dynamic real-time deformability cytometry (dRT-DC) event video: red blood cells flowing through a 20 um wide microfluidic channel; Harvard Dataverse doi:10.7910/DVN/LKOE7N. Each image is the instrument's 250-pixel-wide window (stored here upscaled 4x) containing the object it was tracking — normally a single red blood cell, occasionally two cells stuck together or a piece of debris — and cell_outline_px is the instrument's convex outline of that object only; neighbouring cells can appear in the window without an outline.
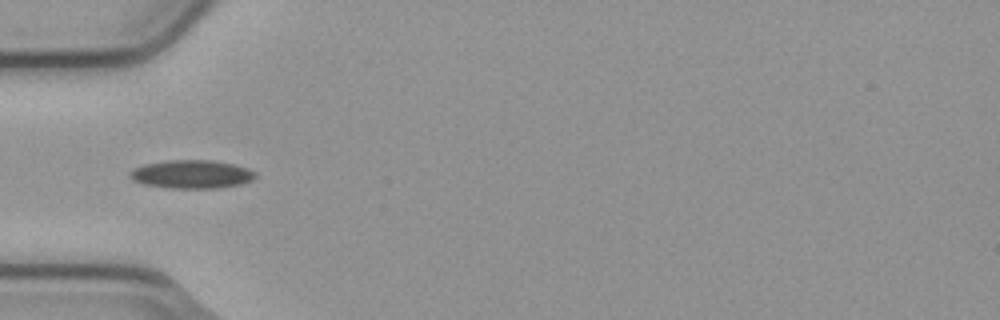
{"species": "common noctule bat (a hibernating species)", "species_latin": "Nyctalus noctula", "temperature_condition": "cold", "stored_images_in_passage": 7, "camera_frame_rate_fps": 3000, "um_per_image_px": 0.085, "animal": {"sex": "male", "body_mass_g": 23.1, "forearm_length_mm": 52.7}, "frame": {"image": 1, "passage_image": 5, "time_ms": 1.333, "image_size_px": [1000, 320], "cell_outline_px": [[256, 176], [252, 180], [240, 184], [220, 188], [168, 188], [144, 184], [132, 180], [132, 172], [136, 168], [144, 164], [168, 160], [212, 160], [232, 164], [248, 168], [256, 172]], "centroid_in_image_um": [16.34, 14.81], "position_along_channel_um": 68.7, "area_um2": 20.58}}
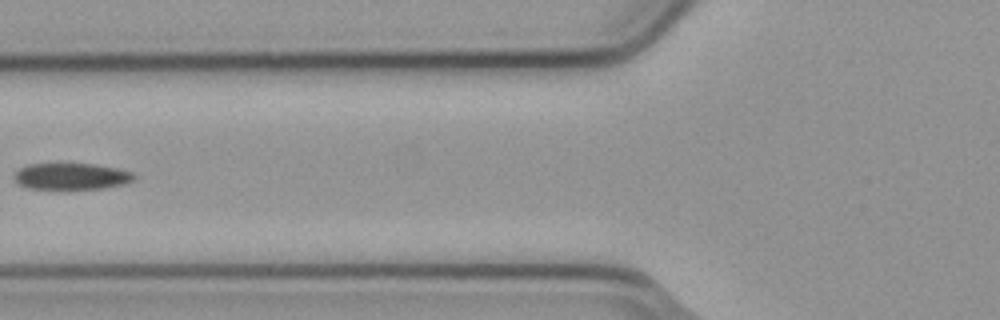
{"frame": {"image": 2, "passage_image": 6, "time_ms": 1.667, "image_size_px": [1000, 320], "cell_outline_px": [[136, 176], [132, 180], [124, 184], [104, 188], [68, 192], [28, 188], [20, 184], [16, 180], [16, 172], [20, 168], [28, 164], [92, 164], [116, 168], [132, 172]], "centroid_in_image_um": [6.07, 15.04], "position_along_channel_um": 119.7, "area_um2": 19.07}}
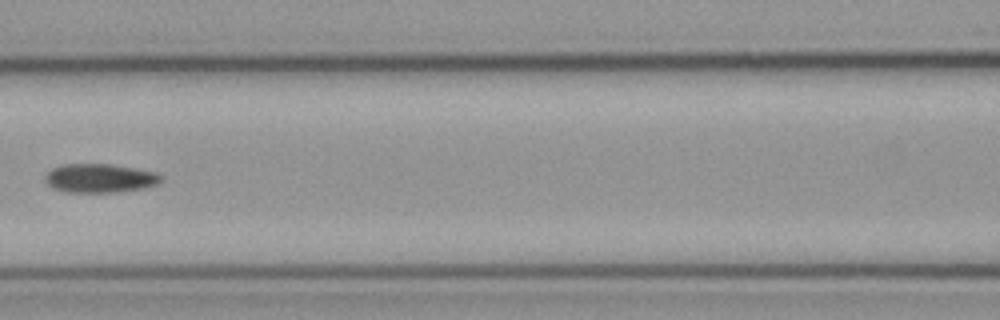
{"frame": {"image": 3, "passage_image": 7, "time_ms": 2.0, "image_size_px": [1000, 320], "cell_outline_px": [[164, 176], [156, 184], [144, 188], [116, 192], [64, 192], [48, 184], [44, 180], [44, 176], [52, 168], [64, 164], [112, 164], [156, 172]], "centroid_in_image_um": [8.49, 15.14], "position_along_channel_um": 158.1, "area_um2": 19.42}}